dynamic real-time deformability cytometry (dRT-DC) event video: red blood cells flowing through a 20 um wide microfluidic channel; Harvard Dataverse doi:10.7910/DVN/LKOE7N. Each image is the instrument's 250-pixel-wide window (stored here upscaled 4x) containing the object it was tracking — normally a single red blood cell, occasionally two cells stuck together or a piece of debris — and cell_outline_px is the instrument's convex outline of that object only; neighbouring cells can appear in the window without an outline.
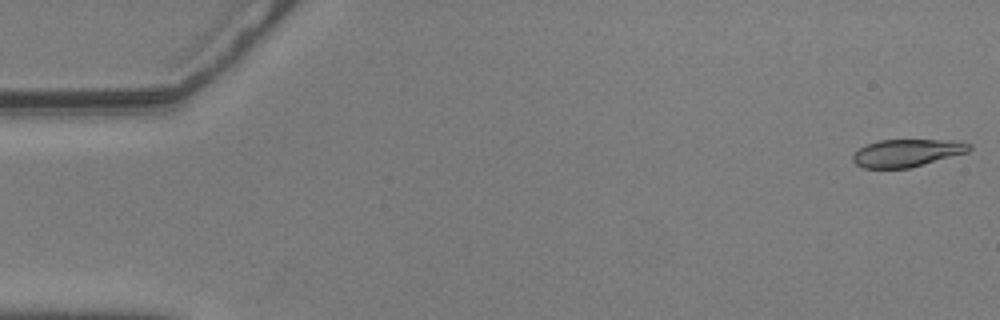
{"species": "common noctule bat (a hibernating species)", "species_latin": "Nyctalus noctula", "temperature_condition": "warm", "stored_images_in_passage": 56, "camera_frame_rate_fps": 3000, "um_per_image_px": 0.085, "animal": {"sex": "male", "body_mass_g": 20.5, "forearm_length_mm": 52.5}, "frame": {"image": 1, "passage_image": 1, "time_ms": 0.0, "image_size_px": [1000, 320], "cell_outline_px": [[972, 148], [968, 152], [908, 168], [864, 168], [856, 164], [852, 160], [852, 156], [860, 148], [868, 144], [880, 140], [952, 140], [972, 144]], "centroid_in_image_um": [77.1, 12.99], "position_along_channel_um": 7.9, "area_um2": 18.5}}
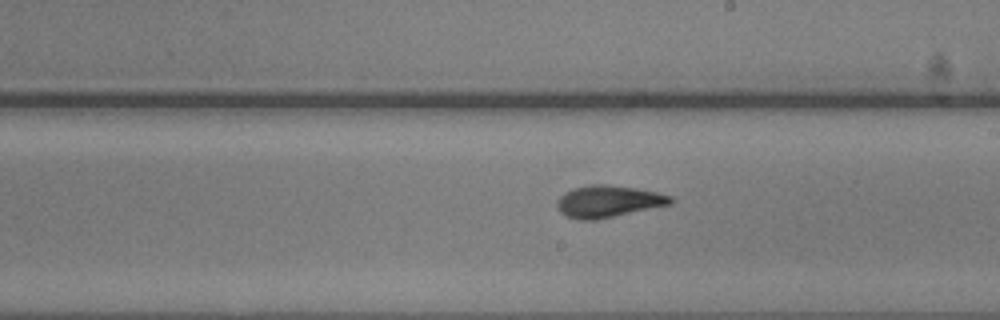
{"frame": {"image": 2, "passage_image": 32, "time_ms": 10.333, "image_size_px": [1000, 320], "cell_outline_px": [[676, 200], [672, 204], [596, 220], [580, 220], [568, 216], [560, 212], [556, 204], [560, 196], [564, 192], [576, 188], [592, 184], [608, 184], [636, 188], [656, 192], [672, 196]], "centroid_in_image_um": [51.74, 17.12], "position_along_channel_um": 237.3, "area_um2": 21.1}}
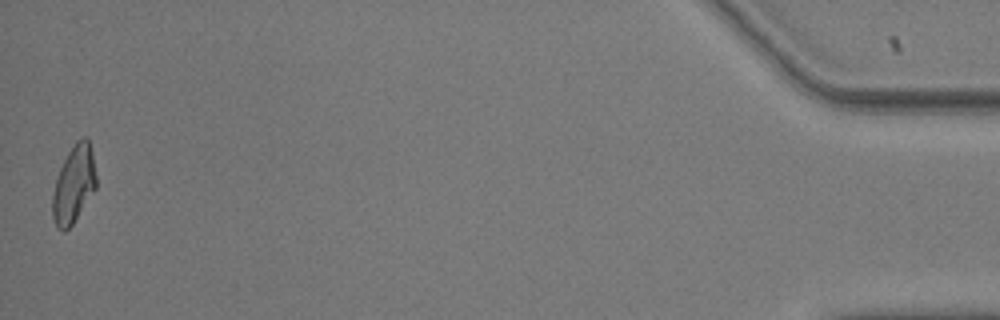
{"frame": {"image": 3, "passage_image": 56, "time_ms": 18.333, "image_size_px": [1000, 320], "cell_outline_px": [[96, 188], [72, 224], [64, 232], [56, 228], [52, 216], [52, 196], [56, 180], [60, 168], [68, 152], [76, 140], [84, 136], [88, 140], [92, 152], [96, 176]], "centroid_in_image_um": [6.26, 15.68], "position_along_channel_um": 428.9, "area_um2": 19.54}, "authors_computed_cell_mechanics": {"area_um2": 20.1144, "velocity_mm_per_s": 3.5802, "shape_relaxation_time_tau1_ms": 10.107, "shape_relaxation_time_tau2_ms": 1.9771, "deformation_change_tau1": 0.2454, "deformation_change_tau2": 0.079}}